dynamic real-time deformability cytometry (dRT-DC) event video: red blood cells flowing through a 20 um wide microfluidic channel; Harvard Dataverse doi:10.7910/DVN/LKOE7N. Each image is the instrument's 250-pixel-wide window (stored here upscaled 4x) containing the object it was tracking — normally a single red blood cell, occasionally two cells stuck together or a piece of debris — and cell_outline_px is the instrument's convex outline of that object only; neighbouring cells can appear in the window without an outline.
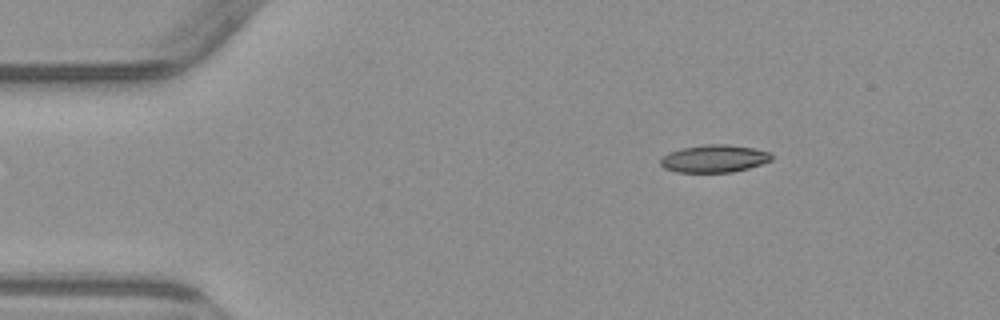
{"species": "common noctule bat (a hibernating species)", "species_latin": "Nyctalus noctula", "temperature_condition": "warm", "stored_images_in_passage": 3, "camera_frame_rate_fps": 3000, "um_per_image_px": 0.085, "animal": {"sex": "male", "body_mass_g": 23.1, "forearm_length_mm": 52.7}, "frame": {"image": 1, "passage_image": 1, "time_ms": 0.0, "image_size_px": [1000, 320], "cell_outline_px": [[772, 160], [748, 168], [732, 172], [676, 172], [664, 168], [660, 164], [660, 160], [668, 152], [684, 148], [708, 144], [724, 144], [752, 148], [772, 152]], "centroid_in_image_um": [60.71, 13.49], "position_along_channel_um": 24.3, "area_um2": 17.69}}